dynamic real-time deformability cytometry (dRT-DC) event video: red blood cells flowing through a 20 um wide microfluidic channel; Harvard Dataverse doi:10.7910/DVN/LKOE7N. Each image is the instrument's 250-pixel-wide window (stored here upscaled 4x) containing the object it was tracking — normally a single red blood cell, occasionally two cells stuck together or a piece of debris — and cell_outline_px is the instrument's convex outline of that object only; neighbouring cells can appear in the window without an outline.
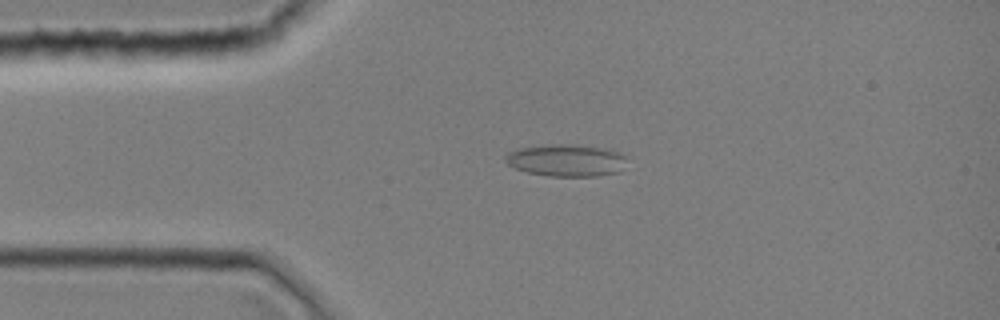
{"species": "common noctule bat (a hibernating species)", "species_latin": "Nyctalus noctula", "temperature_condition": "room temperature", "stored_images_in_passage": 8, "camera_frame_rate_fps": 3000, "um_per_image_px": 0.085, "animal": {"sex": "female", "body_mass_g": 19.0, "forearm_length_mm": 51.5}, "frame": {"image": 1, "passage_image": 8, "time_ms": 2.333, "image_size_px": [1000, 320], "cell_outline_px": [[624, 156], [620, 172], [596, 176], [548, 176], [528, 172], [516, 168], [508, 164], [504, 160], [508, 152], [516, 148], [548, 144], [564, 144], [612, 148]], "centroid_in_image_um": [48.1, 13.61], "position_along_channel_um": 36.9, "area_um2": 22.72}}